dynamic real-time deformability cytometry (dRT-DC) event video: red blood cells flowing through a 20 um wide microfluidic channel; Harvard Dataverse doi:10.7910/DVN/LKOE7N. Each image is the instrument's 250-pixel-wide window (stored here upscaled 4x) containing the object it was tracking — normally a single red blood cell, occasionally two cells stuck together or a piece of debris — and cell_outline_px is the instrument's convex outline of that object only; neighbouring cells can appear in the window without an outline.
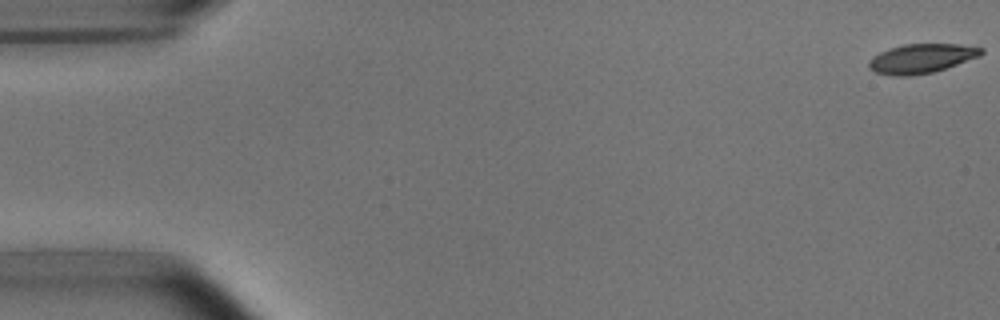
{"species": "common noctule bat (a hibernating species)", "species_latin": "Nyctalus noctula", "temperature_condition": "room temperature", "stored_images_in_passage": 53, "camera_frame_rate_fps": 3000, "um_per_image_px": 0.085, "animal": {"sex": "male", "body_mass_g": 15.6}, "frame": {"image": 1, "passage_image": 1, "time_ms": 0.0, "image_size_px": [1000, 320], "cell_outline_px": [[984, 52], [980, 56], [932, 72], [912, 76], [892, 76], [876, 72], [868, 68], [868, 60], [872, 56], [888, 48], [904, 44], [960, 44], [984, 48]], "centroid_in_image_um": [78.28, 4.97], "position_along_channel_um": 6.7, "area_um2": 19.25}}
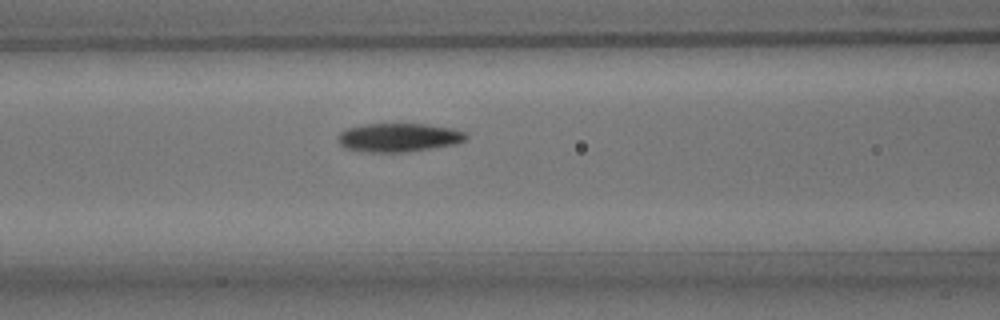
{"frame": {"image": 2, "passage_image": 22, "time_ms": 7.0, "image_size_px": [1000, 320], "cell_outline_px": [[468, 136], [464, 140], [456, 144], [432, 148], [404, 152], [368, 152], [344, 148], [340, 144], [336, 136], [340, 132], [348, 128], [364, 124], [428, 124], [452, 128], [464, 132]], "centroid_in_image_um": [33.87, 11.68], "position_along_channel_um": 132.7, "area_um2": 21.39}}
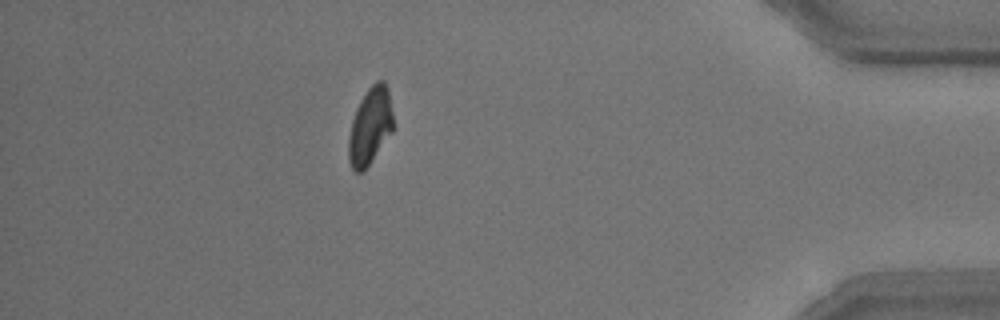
{"frame": {"image": 3, "passage_image": 47, "time_ms": 15.333, "image_size_px": [1000, 320], "cell_outline_px": [[392, 132], [368, 164], [360, 172], [356, 172], [352, 168], [348, 160], [348, 136], [352, 120], [356, 108], [360, 100], [368, 88], [376, 80], [384, 80], [388, 88], [392, 112]], "centroid_in_image_um": [31.44, 10.68], "position_along_channel_um": 403.8, "area_um2": 19.77}, "authors_computed_cell_mechanics": {"area_um2": 20.6346, "velocity_mm_per_s": 3.7946, "shape_relaxation_time_tau1_ms": 3.2524, "shape_relaxation_time_tau2_ms": 10.9735, "deformation_change_tau1": 0.1299, "deformation_change_tau2": 0.2001}}